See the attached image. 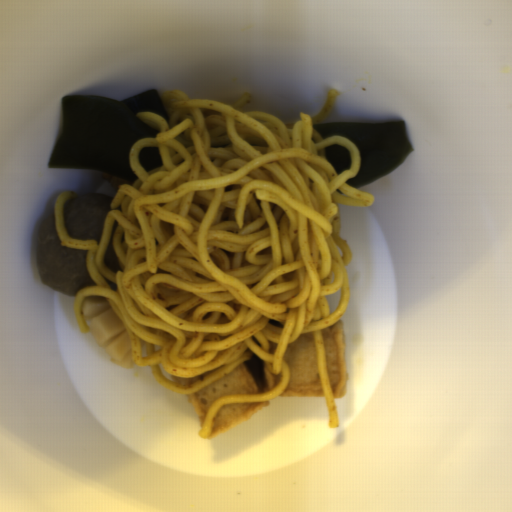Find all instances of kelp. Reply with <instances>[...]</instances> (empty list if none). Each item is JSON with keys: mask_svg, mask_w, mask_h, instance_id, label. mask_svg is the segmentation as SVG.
Instances as JSON below:
<instances>
[{"mask_svg": "<svg viewBox=\"0 0 512 512\" xmlns=\"http://www.w3.org/2000/svg\"><path fill=\"white\" fill-rule=\"evenodd\" d=\"M159 114L169 121L160 93L147 90L125 100L102 96L62 97L61 135L50 155L49 168L102 171L135 183L130 158L136 142L158 136L136 115Z\"/></svg>", "mask_w": 512, "mask_h": 512, "instance_id": "kelp-1", "label": "kelp"}, {"mask_svg": "<svg viewBox=\"0 0 512 512\" xmlns=\"http://www.w3.org/2000/svg\"><path fill=\"white\" fill-rule=\"evenodd\" d=\"M324 140L341 136L353 143L361 159L355 176L345 183L353 188L370 184L394 171L414 151L406 122H329L312 125Z\"/></svg>", "mask_w": 512, "mask_h": 512, "instance_id": "kelp-2", "label": "kelp"}, {"mask_svg": "<svg viewBox=\"0 0 512 512\" xmlns=\"http://www.w3.org/2000/svg\"><path fill=\"white\" fill-rule=\"evenodd\" d=\"M324 157L337 174H341L344 170L351 168V152L344 145L336 143L333 146L324 148Z\"/></svg>", "mask_w": 512, "mask_h": 512, "instance_id": "kelp-3", "label": "kelp"}, {"mask_svg": "<svg viewBox=\"0 0 512 512\" xmlns=\"http://www.w3.org/2000/svg\"><path fill=\"white\" fill-rule=\"evenodd\" d=\"M138 159L146 172L152 171L164 165V161L158 147L141 148Z\"/></svg>", "mask_w": 512, "mask_h": 512, "instance_id": "kelp-4", "label": "kelp"}]
</instances>
